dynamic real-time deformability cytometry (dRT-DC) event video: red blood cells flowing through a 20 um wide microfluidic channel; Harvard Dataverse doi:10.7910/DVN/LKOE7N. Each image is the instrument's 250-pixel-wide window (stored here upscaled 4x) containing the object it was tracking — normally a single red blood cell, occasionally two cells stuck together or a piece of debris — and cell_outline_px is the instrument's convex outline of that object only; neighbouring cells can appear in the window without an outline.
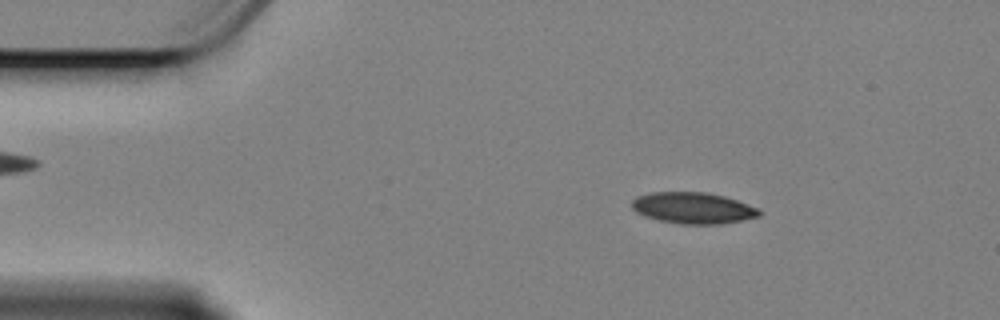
{"species": "Egyptian fruit bat (a non-hibernating species)", "species_latin": "Rousettus aegyptiacus", "temperature_condition": "cold", "stored_images_in_passage": 58, "camera_frame_rate_fps": 3000, "um_per_image_px": 0.085, "animal": {"sex": "female"}, "frame": {"image": 1, "passage_image": 8, "time_ms": 2.333, "image_size_px": [1000, 320], "cell_outline_px": [[760, 216], [720, 224], [680, 224], [660, 220], [644, 216], [636, 212], [632, 208], [632, 200], [636, 196], [652, 192], [704, 192], [724, 196], [760, 208]], "centroid_in_image_um": [58.89, 17.67], "position_along_channel_um": 26.1, "area_um2": 23.18}}
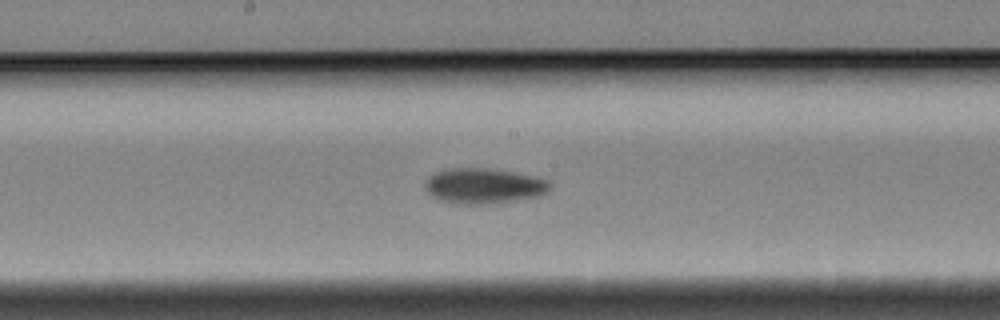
{"frame": {"image": 2, "passage_image": 29, "time_ms": 9.333, "image_size_px": [1000, 320], "cell_outline_px": [[552, 188], [548, 192], [540, 196], [516, 200], [484, 204], [464, 204], [440, 200], [432, 196], [424, 188], [424, 184], [436, 172], [448, 168], [484, 168], [508, 172], [548, 180], [552, 184]], "centroid_in_image_um": [41.13, 15.81], "position_along_channel_um": 207.1, "area_um2": 25.32}}
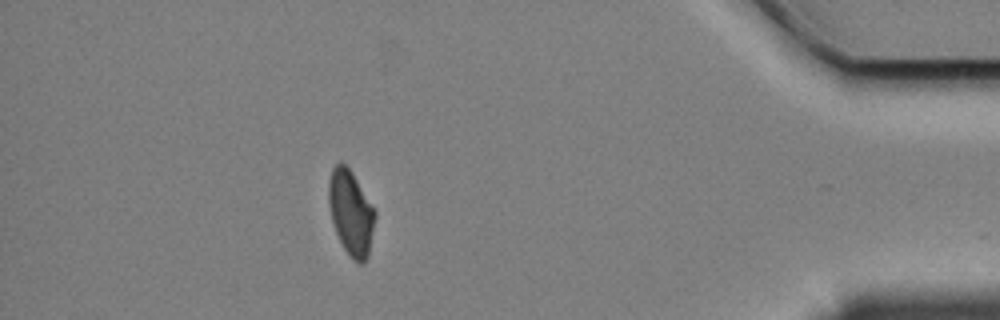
{"frame": {"image": 3, "passage_image": 51, "time_ms": 16.667, "image_size_px": [1000, 320], "cell_outline_px": [[376, 216], [368, 256], [364, 264], [360, 264], [352, 260], [344, 248], [336, 232], [332, 220], [328, 204], [328, 180], [332, 168], [340, 160], [352, 172], [376, 212]], "centroid_in_image_um": [29.82, 18.08], "position_along_channel_um": 405.4, "area_um2": 22.95}, "authors_computed_cell_mechanics": {"area_um2": 23.698, "velocity_mm_per_s": 3.3736, "shape_relaxation_time_tau1_ms": 5.5427, "shape_relaxation_time_tau2_ms": 6.2042, "deformation_change_tau1": 0.1241, "deformation_change_tau2": 0.116}}